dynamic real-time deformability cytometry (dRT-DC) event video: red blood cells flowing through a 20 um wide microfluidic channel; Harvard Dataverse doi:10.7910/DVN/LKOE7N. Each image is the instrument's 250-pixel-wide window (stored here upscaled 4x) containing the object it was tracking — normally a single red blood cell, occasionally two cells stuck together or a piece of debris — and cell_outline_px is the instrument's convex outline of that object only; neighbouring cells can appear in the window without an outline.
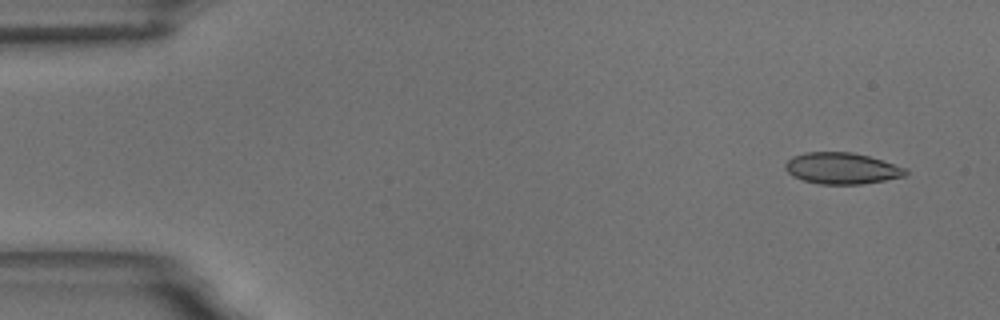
{"species": "common noctule bat (a hibernating species)", "species_latin": "Nyctalus noctula", "temperature_condition": "room temperature", "stored_images_in_passage": 4, "camera_frame_rate_fps": 3000, "um_per_image_px": 0.085, "animal": {"sex": "male", "body_mass_g": 18.8}, "frame": {"image": 1, "passage_image": 1, "time_ms": 0.0, "image_size_px": [1000, 320], "cell_outline_px": [[908, 172], [904, 176], [884, 180], [860, 184], [820, 184], [804, 180], [792, 176], [784, 168], [784, 164], [792, 156], [804, 152], [852, 152], [868, 156], [908, 168]], "centroid_in_image_um": [71.53, 14.3], "position_along_channel_um": 13.5, "area_um2": 21.96}}
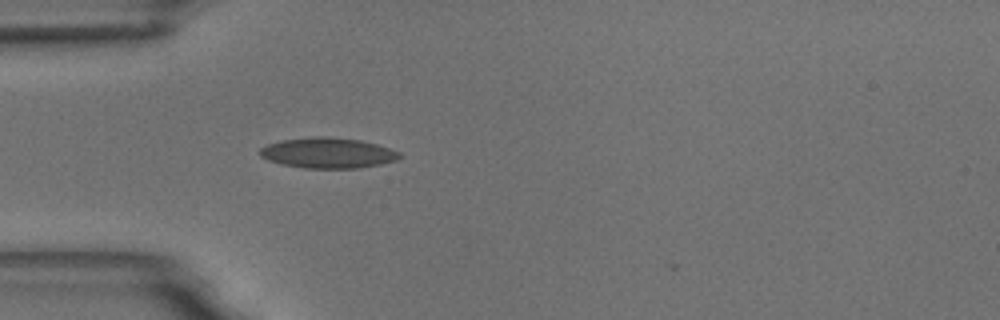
{"frame": {"image": 2, "passage_image": 4, "time_ms": 4.333, "image_size_px": [1000, 320], "cell_outline_px": [[404, 156], [396, 160], [380, 164], [360, 168], [304, 168], [280, 164], [268, 160], [260, 156], [260, 148], [268, 144], [284, 140], [316, 136], [324, 136], [360, 140], [376, 144], [400, 152]], "centroid_in_image_um": [27.88, 13.01], "position_along_channel_um": 57.1, "area_um2": 24.74}}